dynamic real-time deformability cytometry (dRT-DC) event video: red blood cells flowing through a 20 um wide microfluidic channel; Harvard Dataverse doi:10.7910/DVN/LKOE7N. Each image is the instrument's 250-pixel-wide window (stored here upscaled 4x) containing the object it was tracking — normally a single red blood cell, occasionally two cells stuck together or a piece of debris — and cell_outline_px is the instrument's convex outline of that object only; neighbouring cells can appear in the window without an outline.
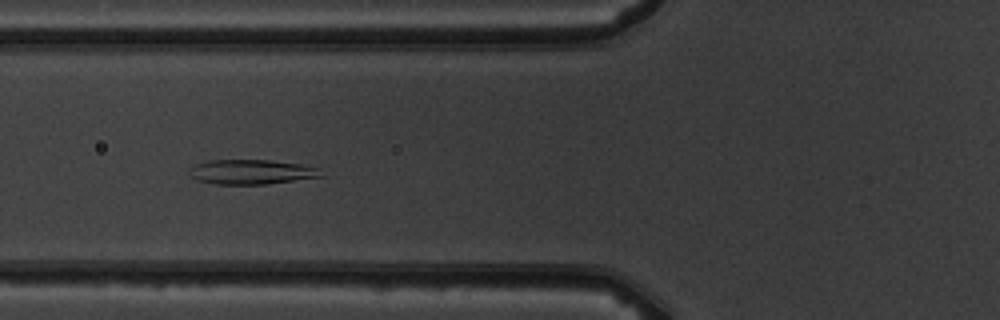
{"species": "common noctule bat (a hibernating species)", "species_latin": "Nyctalus noctula", "temperature_condition": "warm", "stored_images_in_passage": 9, "camera_frame_rate_fps": 3000, "um_per_image_px": 0.085, "animal": {"sex": "male", "body_mass_g": 19.5, "forearm_length_mm": 54.6}, "frame": {"image": 1, "passage_image": 7, "time_ms": 6.667, "image_size_px": [1000, 320], "cell_outline_px": [[324, 176], [264, 184], [216, 184], [196, 180], [192, 176], [192, 168], [196, 164], [208, 160], [268, 160], [300, 164], [320, 168]], "centroid_in_image_um": [21.41, 14.61], "position_along_channel_um": 104.4, "area_um2": 18.67}}
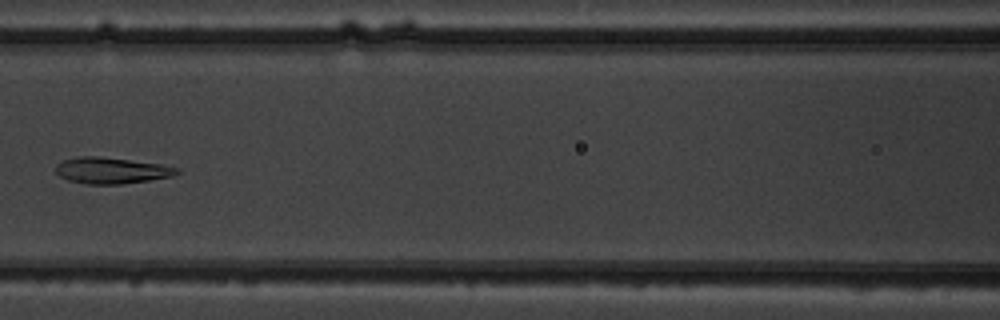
{"frame": {"image": 2, "passage_image": 8, "time_ms": 8.0, "image_size_px": [1000, 320], "cell_outline_px": [[180, 172], [172, 176], [124, 184], [88, 184], [68, 180], [60, 176], [56, 172], [56, 164], [64, 160], [76, 156], [100, 156], [160, 164], [180, 168]], "centroid_in_image_um": [9.47, 14.49], "position_along_channel_um": 157.1, "area_um2": 18.5}}
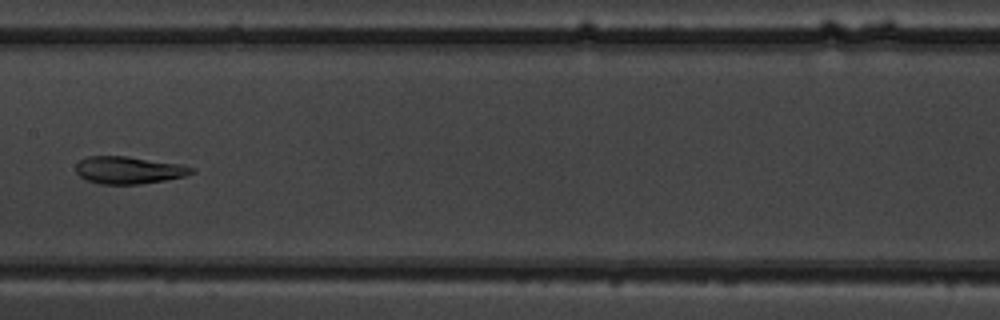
{"frame": {"image": 3, "passage_image": 9, "time_ms": 9.0, "image_size_px": [1000, 320], "cell_outline_px": [[196, 172], [184, 176], [164, 180], [140, 184], [100, 184], [88, 180], [80, 176], [76, 172], [76, 164], [80, 160], [88, 156], [128, 156], [180, 164], [196, 168]], "centroid_in_image_um": [10.96, 14.45], "position_along_channel_um": 196.4, "area_um2": 18.44}}